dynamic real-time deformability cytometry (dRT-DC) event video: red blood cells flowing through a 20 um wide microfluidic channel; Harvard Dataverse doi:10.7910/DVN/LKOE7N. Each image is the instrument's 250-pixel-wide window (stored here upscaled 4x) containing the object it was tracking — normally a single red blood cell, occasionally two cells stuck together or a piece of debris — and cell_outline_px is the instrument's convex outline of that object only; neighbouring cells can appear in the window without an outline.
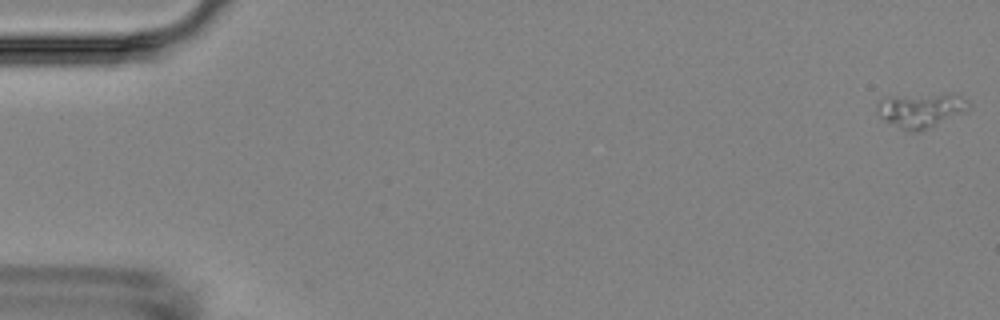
{"species": "Egyptian fruit bat (a non-hibernating species)", "species_latin": "Rousettus aegyptiacus", "temperature_condition": "room temperature", "stored_images_in_passage": 5, "camera_frame_rate_fps": 3000, "um_per_image_px": 0.085, "animal": {"sex": "female"}, "frame": {"image": 1, "passage_image": 1, "time_ms": 0.0, "image_size_px": [1000, 320], "cell_outline_px": [[972, 104], [968, 112], [920, 132], [912, 132], [884, 120], [880, 116], [876, 108], [876, 100], [896, 96], [960, 96], [968, 100]], "centroid_in_image_um": [78.31, 9.41], "position_along_channel_um": 6.7, "area_um2": 18.03}}
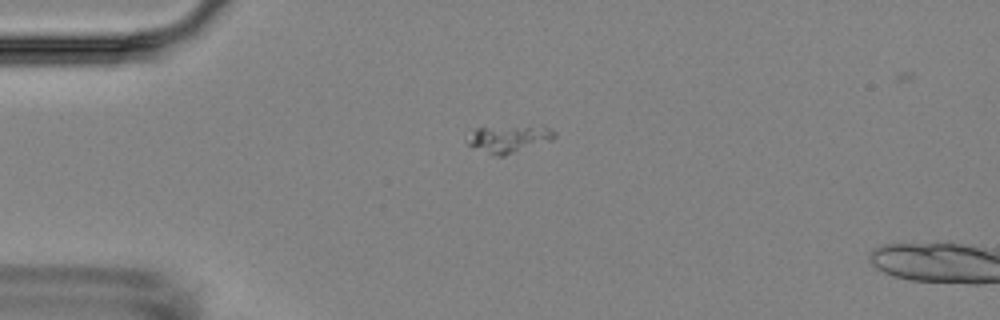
{"frame": {"image": 2, "passage_image": 4, "time_ms": 4.333, "image_size_px": [1000, 320], "cell_outline_px": [[556, 136], [552, 140], [504, 156], [496, 156], [468, 144], [464, 140], [476, 128], [552, 128], [556, 132]], "centroid_in_image_um": [43.23, 11.84], "position_along_channel_um": 41.8, "area_um2": 13.12}}